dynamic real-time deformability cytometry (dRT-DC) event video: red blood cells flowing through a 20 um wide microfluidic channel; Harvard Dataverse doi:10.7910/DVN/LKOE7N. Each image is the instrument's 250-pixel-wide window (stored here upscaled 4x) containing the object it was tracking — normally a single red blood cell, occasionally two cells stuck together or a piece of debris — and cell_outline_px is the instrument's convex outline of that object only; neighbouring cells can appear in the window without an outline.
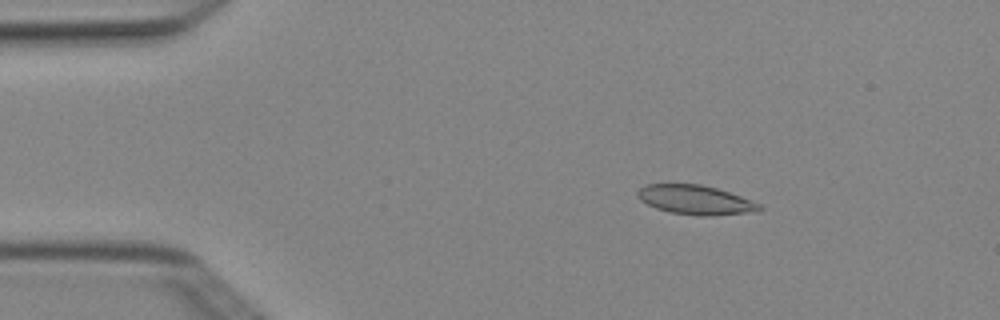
{"species": "Egyptian fruit bat (a non-hibernating species)", "species_latin": "Rousettus aegyptiacus", "temperature_condition": "cold", "stored_images_in_passage": 3, "camera_frame_rate_fps": 3000, "um_per_image_px": 0.085, "animal": {"sex": "female"}, "frame": {"image": 1, "passage_image": 2, "time_ms": 0.333, "image_size_px": [1000, 320], "cell_outline_px": [[764, 208], [760, 212], [712, 216], [700, 216], [672, 212], [656, 208], [640, 200], [636, 196], [636, 192], [640, 188], [648, 184], [700, 184], [716, 188], [740, 196], [760, 204]], "centroid_in_image_um": [59.15, 17.0], "position_along_channel_um": 25.9, "area_um2": 20.87}}